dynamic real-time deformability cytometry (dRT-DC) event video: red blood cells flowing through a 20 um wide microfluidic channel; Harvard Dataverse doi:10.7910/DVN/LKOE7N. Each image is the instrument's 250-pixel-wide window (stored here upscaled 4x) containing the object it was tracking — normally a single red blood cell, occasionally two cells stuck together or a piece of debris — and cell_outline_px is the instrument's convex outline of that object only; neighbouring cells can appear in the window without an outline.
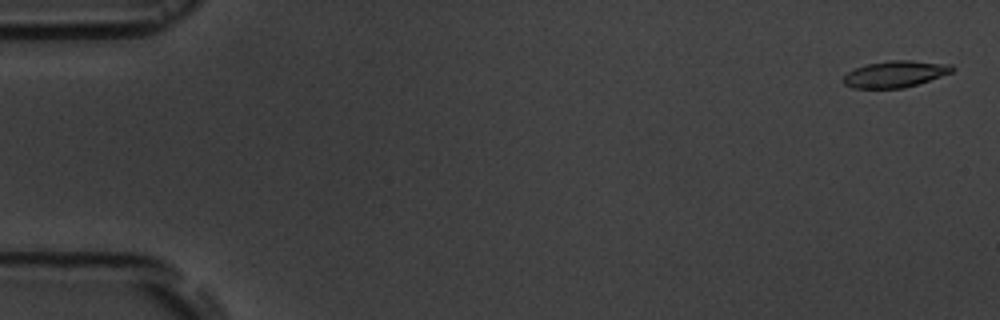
{"species": "common noctule bat (a hibernating species)", "species_latin": "Nyctalus noctula", "temperature_condition": "room temperature", "stored_images_in_passage": 4, "camera_frame_rate_fps": 3000, "um_per_image_px": 0.085, "animal": {"sex": "male", "body_mass_g": 19.5, "forearm_length_mm": 54.6}, "frame": {"image": 1, "passage_image": 1, "time_ms": 0.0, "image_size_px": [1000, 320], "cell_outline_px": [[956, 68], [952, 72], [904, 88], [852, 88], [844, 84], [840, 80], [848, 72], [856, 68], [868, 64], [888, 60], [912, 60], [952, 64]], "centroid_in_image_um": [76.08, 6.29], "position_along_channel_um": 8.9, "area_um2": 16.82}}
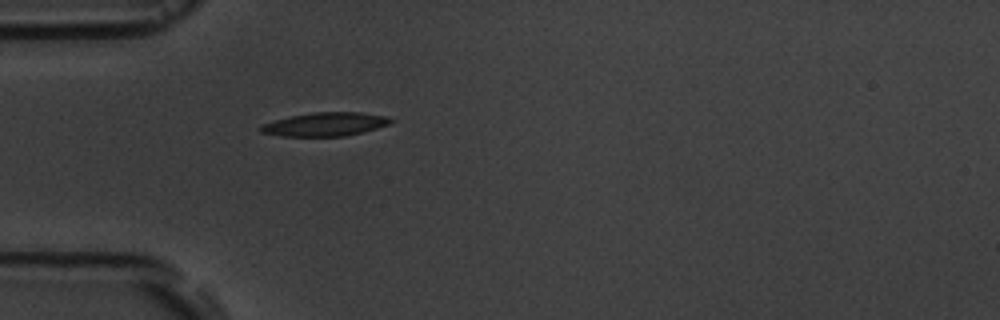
{"frame": {"image": 2, "passage_image": 4, "time_ms": 5.0, "image_size_px": [1000, 320], "cell_outline_px": [[392, 120], [388, 124], [376, 128], [344, 136], [284, 136], [260, 132], [256, 128], [264, 124], [288, 116], [312, 112], [360, 112], [384, 116]], "centroid_in_image_um": [27.57, 10.56], "position_along_channel_um": 57.4, "area_um2": 17.63}}